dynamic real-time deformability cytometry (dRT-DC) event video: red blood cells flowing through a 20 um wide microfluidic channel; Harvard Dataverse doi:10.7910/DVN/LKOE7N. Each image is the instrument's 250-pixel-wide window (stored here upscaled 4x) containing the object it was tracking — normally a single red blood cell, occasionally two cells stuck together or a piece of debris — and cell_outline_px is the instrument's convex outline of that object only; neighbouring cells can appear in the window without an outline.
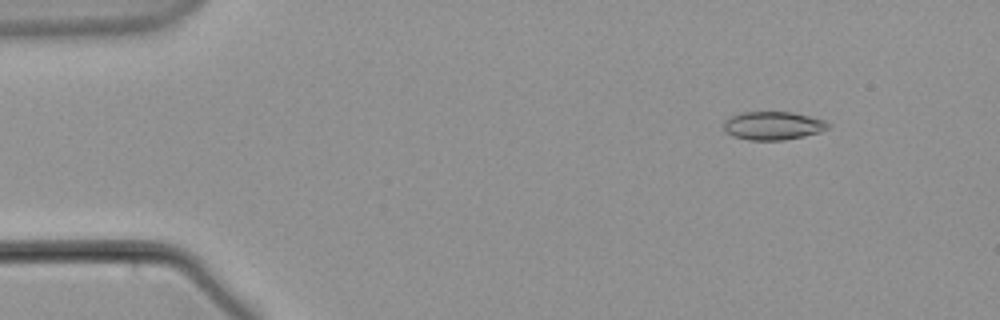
{"species": "common noctule bat (a hibernating species)", "species_latin": "Nyctalus noctula", "temperature_condition": "warm", "stored_images_in_passage": 51, "camera_frame_rate_fps": 3000, "um_per_image_px": 0.085, "animal": {"sex": "male", "body_mass_g": 21.5, "forearm_length_mm": 52.0}, "frame": {"image": 1, "passage_image": 1, "time_ms": 0.0, "image_size_px": [1000, 320], "cell_outline_px": [[828, 128], [820, 132], [804, 136], [784, 140], [748, 140], [732, 136], [724, 132], [724, 120], [732, 116], [744, 112], [792, 112], [824, 120], [828, 124]], "centroid_in_image_um": [65.67, 10.69], "position_along_channel_um": 19.3, "area_um2": 17.17}}
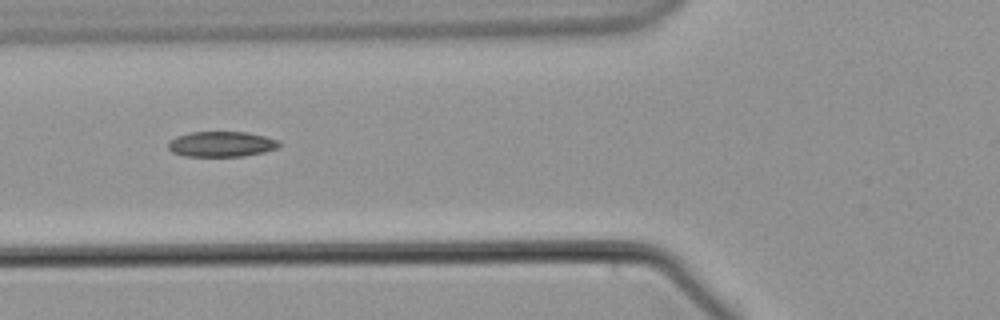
{"frame": {"image": 2, "passage_image": 16, "time_ms": 5.0, "image_size_px": [1000, 320], "cell_outline_px": [[280, 144], [276, 148], [264, 152], [244, 156], [184, 156], [172, 152], [168, 148], [168, 144], [176, 136], [192, 132], [248, 132], [280, 140]], "centroid_in_image_um": [18.83, 12.25], "position_along_channel_um": 107.0, "area_um2": 16.36}}
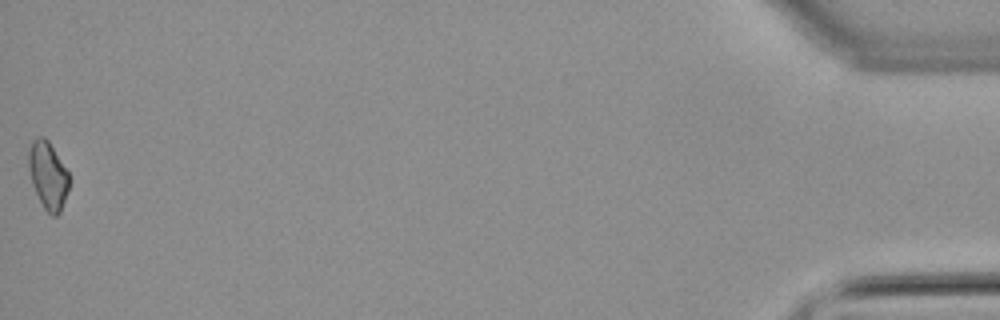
{"frame": {"image": 3, "passage_image": 51, "time_ms": 16.667, "image_size_px": [1000, 320], "cell_outline_px": [[68, 188], [60, 212], [56, 216], [52, 216], [44, 208], [32, 184], [28, 168], [28, 152], [32, 140], [36, 136], [44, 136], [48, 140], [68, 172]], "centroid_in_image_um": [4.05, 14.87], "position_along_channel_um": 431.2, "area_um2": 15.72}}